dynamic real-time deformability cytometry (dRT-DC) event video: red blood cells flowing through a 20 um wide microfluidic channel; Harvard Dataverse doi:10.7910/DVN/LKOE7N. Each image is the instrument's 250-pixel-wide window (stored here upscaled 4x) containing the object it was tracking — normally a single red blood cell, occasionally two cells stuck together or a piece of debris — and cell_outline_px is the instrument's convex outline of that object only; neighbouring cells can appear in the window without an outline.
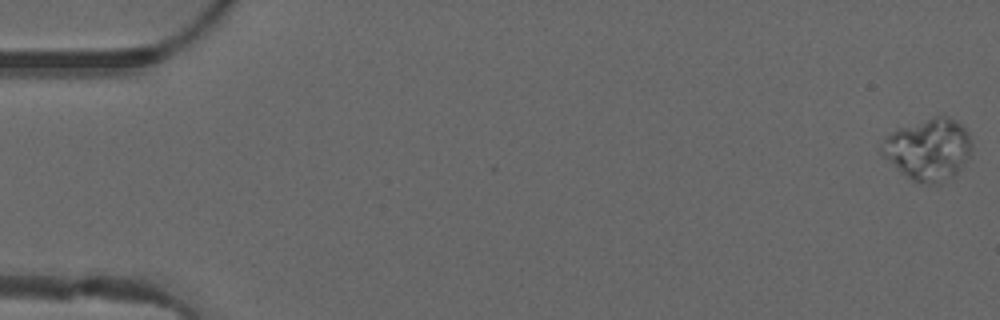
{"species": "common noctule bat (a hibernating species)", "species_latin": "Nyctalus noctula", "temperature_condition": "warm", "stored_images_in_passage": 5, "camera_frame_rate_fps": 3000, "um_per_image_px": 0.085, "animal": {"sex": "male", "forearm_length_mm": 52.5}, "frame": {"image": 1, "passage_image": 1, "time_ms": 0.0, "image_size_px": [1000, 320], "cell_outline_px": [[972, 148], [968, 156], [960, 168], [952, 176], [936, 184], [924, 184], [912, 180], [884, 156], [880, 152], [880, 148], [884, 140], [892, 132], [900, 128], [936, 116], [948, 116], [956, 120], [968, 132], [972, 144]], "centroid_in_image_um": [78.94, 12.68], "position_along_channel_um": 6.1, "area_um2": 31.62}}